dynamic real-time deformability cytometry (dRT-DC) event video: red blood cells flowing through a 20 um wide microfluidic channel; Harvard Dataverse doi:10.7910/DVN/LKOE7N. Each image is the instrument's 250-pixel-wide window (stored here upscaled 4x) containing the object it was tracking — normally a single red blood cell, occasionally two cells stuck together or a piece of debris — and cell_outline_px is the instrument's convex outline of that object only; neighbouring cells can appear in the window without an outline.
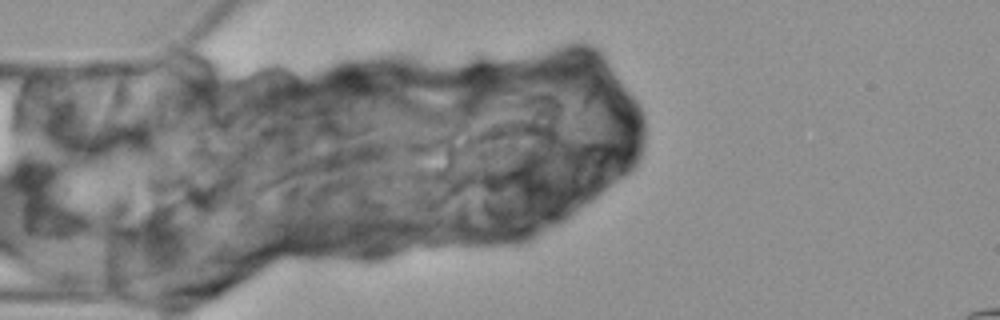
{"species": "Egyptian fruit bat (a non-hibernating species)", "species_latin": "Rousettus aegyptiacus", "temperature_condition": "cold", "stored_images_in_passage": 2, "camera_frame_rate_fps": 3000, "um_per_image_px": 0.085, "animal": {"sex": "female"}, "frame": {"image": 1, "passage_image": 1, "time_ms": 0.0, "image_size_px": [1000, 320], "cell_outline_px": [[80, 100], [72, 116], [68, 120], [60, 124], [56, 124], [40, 104], [40, 92], [48, 60], [64, 60], [76, 68], [80, 96]], "centroid_in_image_um": [5.1, 7.72], "position_along_channel_um": 79.9, "area_um2": 14.22}}